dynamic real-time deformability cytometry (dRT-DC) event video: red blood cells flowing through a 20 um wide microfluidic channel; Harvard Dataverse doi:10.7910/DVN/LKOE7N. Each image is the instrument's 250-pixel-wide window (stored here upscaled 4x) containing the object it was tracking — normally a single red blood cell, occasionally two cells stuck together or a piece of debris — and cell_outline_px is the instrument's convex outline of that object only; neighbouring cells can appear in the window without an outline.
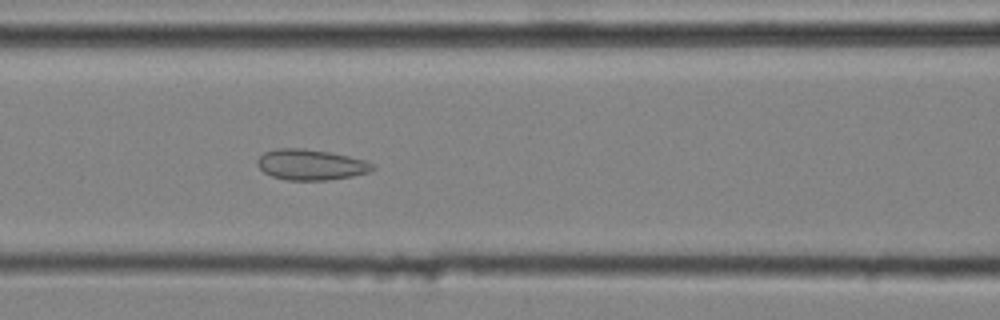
{"species": "common noctule bat (a hibernating species)", "species_latin": "Nyctalus noctula", "temperature_condition": "cold", "stored_images_in_passage": 45, "camera_frame_rate_fps": 3000, "um_per_image_px": 0.085, "animal": {"sex": "male", "body_mass_g": 20.4}, "frame": {"image": 1, "passage_image": 19, "time_ms": 6.0, "image_size_px": [1000, 320], "cell_outline_px": [[376, 168], [368, 172], [352, 176], [328, 180], [288, 180], [272, 176], [264, 172], [256, 164], [256, 160], [264, 152], [276, 148], [304, 148], [332, 152], [364, 160], [372, 164]], "centroid_in_image_um": [26.39, 13.99], "position_along_channel_um": 140.2, "area_um2": 20.63}}
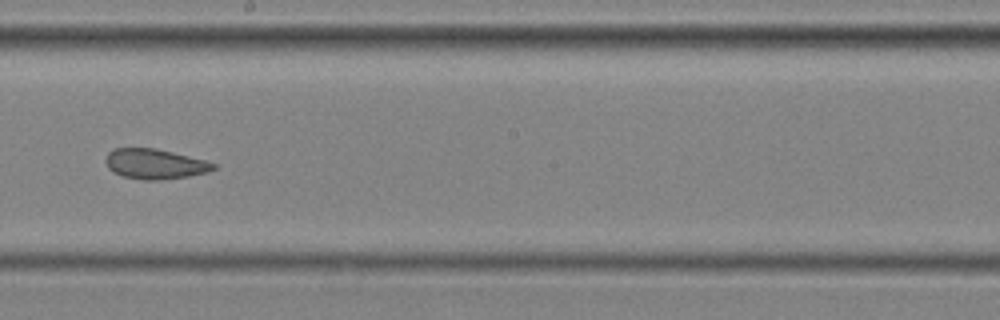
{"frame": {"image": 2, "passage_image": 26, "time_ms": 8.333, "image_size_px": [1000, 320], "cell_outline_px": [[216, 168], [208, 172], [188, 176], [160, 180], [144, 180], [124, 176], [112, 172], [108, 168], [104, 160], [108, 152], [112, 148], [156, 148], [204, 160], [216, 164]], "centroid_in_image_um": [13.13, 13.93], "position_along_channel_um": 235.1, "area_um2": 18.9}}
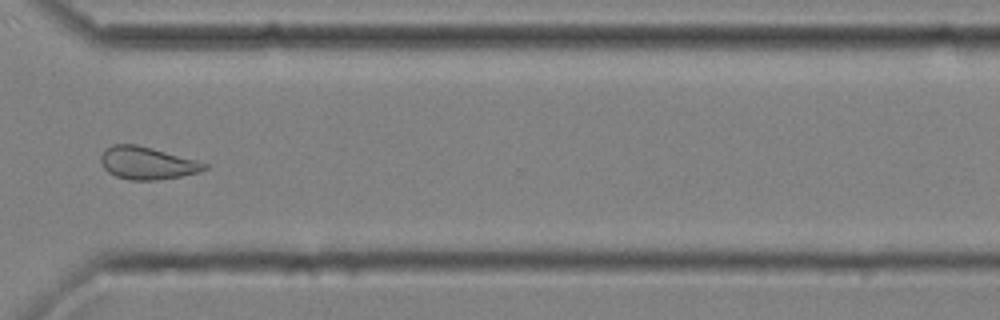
{"frame": {"image": 3, "passage_image": 35, "time_ms": 11.333, "image_size_px": [1000, 320], "cell_outline_px": [[208, 168], [200, 172], [180, 176], [156, 180], [128, 180], [116, 176], [108, 172], [104, 168], [100, 160], [100, 156], [104, 148], [112, 144], [136, 144], [152, 148], [196, 160], [208, 164]], "centroid_in_image_um": [12.48, 13.86], "position_along_channel_um": 358.1, "area_um2": 19.71}, "authors_computed_cell_mechanics": {"area_um2": 21.0392, "velocity_mm_per_s": 4.0788, "shape_relaxation_time_tau1_ms": null, "shape_relaxation_time_tau2_ms": 1.9862, "deformation_change_tau1": null, "deformation_change_tau2": 0.0833}}